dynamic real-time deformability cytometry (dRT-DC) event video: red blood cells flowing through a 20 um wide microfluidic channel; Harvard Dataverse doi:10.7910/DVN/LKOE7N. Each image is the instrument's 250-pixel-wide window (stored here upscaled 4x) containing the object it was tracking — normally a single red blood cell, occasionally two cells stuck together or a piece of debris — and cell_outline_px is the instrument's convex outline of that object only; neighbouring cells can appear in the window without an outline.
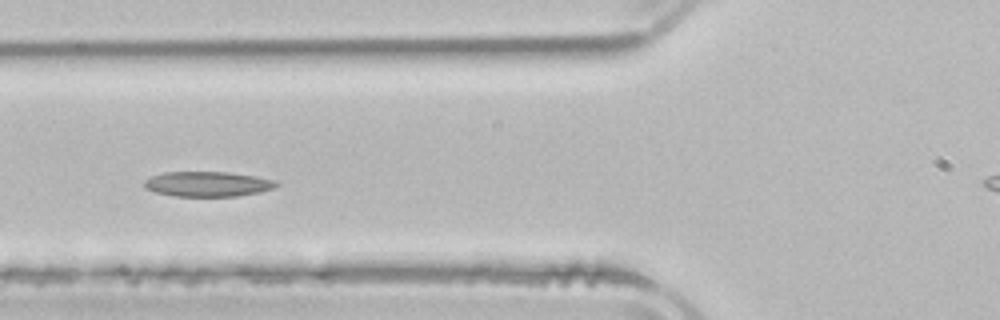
{"species": "common noctule bat (a hibernating species)", "species_latin": "Nyctalus noctula", "temperature_condition": "room temperature", "stored_images_in_passage": 7, "segment_of_instrument_passage": [1, 2], "camera_frame_rate_fps": 3000, "um_per_image_px": 0.085, "animal": {"sex": "male", "body_mass_g": 21.5, "forearm_length_mm": 52.0}, "frame": {"image": 1, "passage_image": 5, "time_ms": 5.333, "image_size_px": [1000, 320], "cell_outline_px": [[280, 184], [276, 188], [260, 192], [236, 196], [172, 196], [156, 192], [144, 188], [144, 180], [152, 176], [164, 172], [228, 172], [276, 180]], "centroid_in_image_um": [17.66, 15.64], "position_along_channel_um": 108.1, "area_um2": 19.31}}
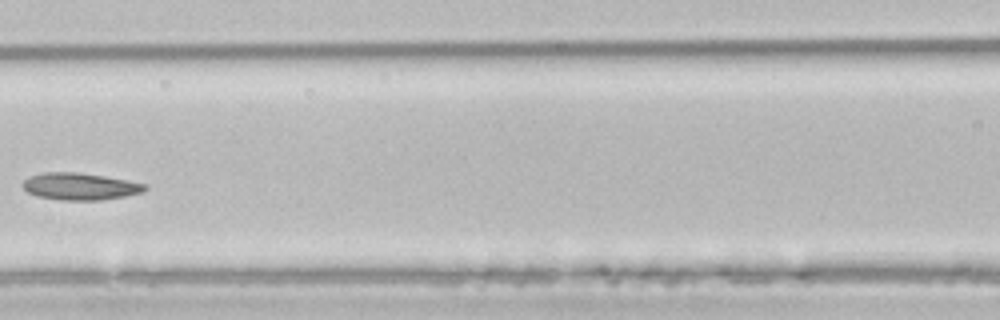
{"frame": {"image": 2, "passage_image": 6, "time_ms": 6.667, "image_size_px": [1000, 320], "cell_outline_px": [[148, 188], [140, 192], [124, 196], [100, 200], [60, 200], [36, 196], [28, 192], [20, 184], [24, 180], [32, 176], [44, 172], [76, 172], [104, 176], [148, 184]], "centroid_in_image_um": [6.78, 15.84], "position_along_channel_um": 159.8, "area_um2": 19.13}}